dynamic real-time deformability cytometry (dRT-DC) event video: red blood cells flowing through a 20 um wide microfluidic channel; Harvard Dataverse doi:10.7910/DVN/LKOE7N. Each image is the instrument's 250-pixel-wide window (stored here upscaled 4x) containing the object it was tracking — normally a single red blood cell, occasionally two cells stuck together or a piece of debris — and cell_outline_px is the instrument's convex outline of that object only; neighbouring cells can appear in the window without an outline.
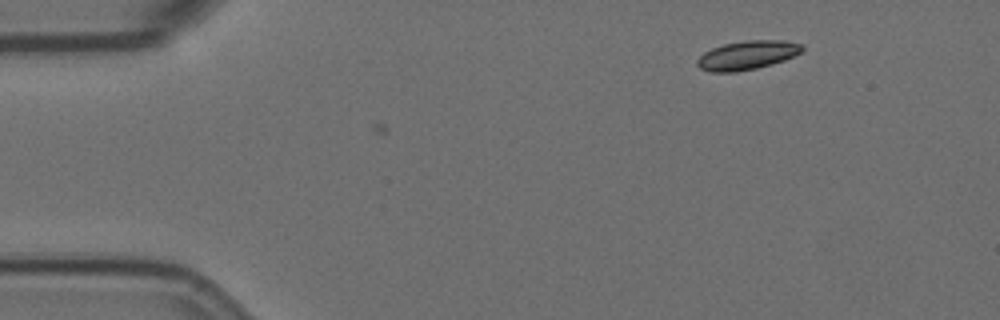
{"species": "Egyptian fruit bat (a non-hibernating species)", "species_latin": "Rousettus aegyptiacus", "temperature_condition": "room temperature", "stored_images_in_passage": 7, "camera_frame_rate_fps": 3000, "um_per_image_px": 0.085, "animal": {"sex": "female"}, "frame": {"image": 1, "passage_image": 7, "time_ms": 2.0, "image_size_px": [1000, 320], "cell_outline_px": [[804, 48], [800, 52], [784, 60], [772, 64], [756, 68], [736, 72], [708, 72], [700, 68], [696, 64], [696, 60], [704, 52], [712, 48], [724, 44], [748, 40], [784, 40], [804, 44]], "centroid_in_image_um": [63.5, 4.69], "position_along_channel_um": 21.5, "area_um2": 17.69}}